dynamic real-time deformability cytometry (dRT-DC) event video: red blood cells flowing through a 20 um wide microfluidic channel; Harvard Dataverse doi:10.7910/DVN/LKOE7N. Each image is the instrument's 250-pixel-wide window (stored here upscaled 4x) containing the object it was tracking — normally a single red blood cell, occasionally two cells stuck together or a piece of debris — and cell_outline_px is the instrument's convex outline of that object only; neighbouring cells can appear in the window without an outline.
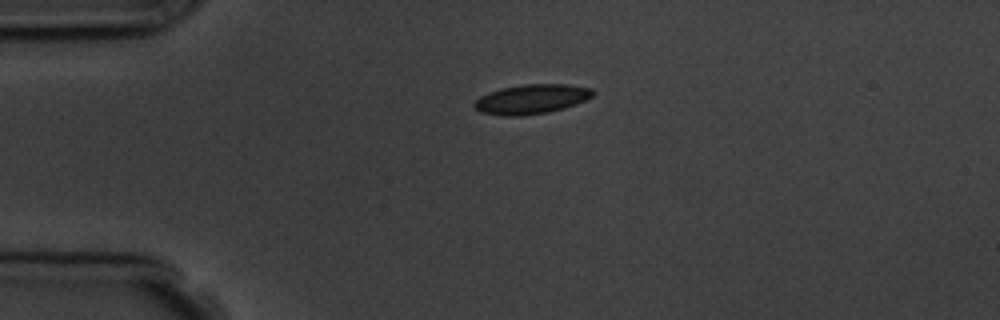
{"species": "common noctule bat (a hibernating species)", "species_latin": "Nyctalus noctula", "temperature_condition": "room temperature", "stored_images_in_passage": 6, "camera_frame_rate_fps": 3000, "um_per_image_px": 0.085, "animal": {"sex": "male", "body_mass_g": 19.5, "forearm_length_mm": 54.6}, "frame": {"image": 1, "passage_image": 6, "time_ms": 6.667, "image_size_px": [1000, 320], "cell_outline_px": [[596, 92], [592, 96], [576, 104], [564, 108], [548, 112], [524, 116], [504, 116], [480, 112], [472, 108], [472, 104], [480, 96], [488, 92], [500, 88], [524, 84], [568, 84], [592, 88]], "centroid_in_image_um": [45.14, 8.43], "position_along_channel_um": 39.9, "area_um2": 20.69}}